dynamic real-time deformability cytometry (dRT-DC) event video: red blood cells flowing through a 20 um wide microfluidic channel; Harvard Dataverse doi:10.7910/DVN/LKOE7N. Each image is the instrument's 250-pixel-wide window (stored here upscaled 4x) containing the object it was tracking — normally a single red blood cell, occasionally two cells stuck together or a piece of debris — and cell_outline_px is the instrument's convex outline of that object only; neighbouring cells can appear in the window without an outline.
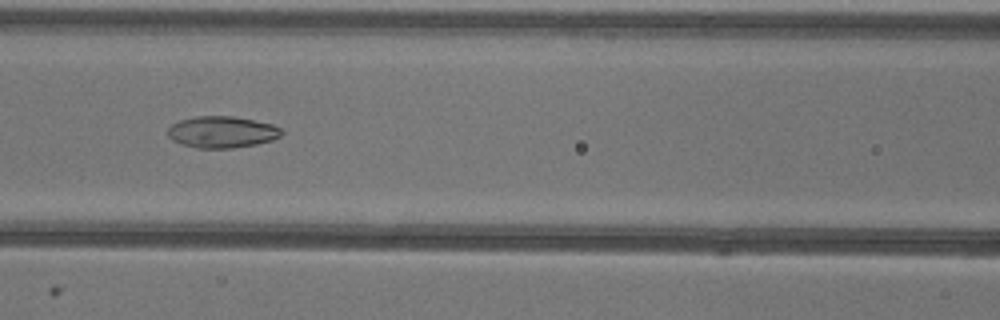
{"species": "common noctule bat (a hibernating species)", "species_latin": "Nyctalus noctula", "temperature_condition": "warm", "stored_images_in_passage": 39, "camera_frame_rate_fps": 3000, "um_per_image_px": 0.085, "animal": {"sex": "female"}, "frame": {"image": 1, "passage_image": 10, "time_ms": 3.0, "image_size_px": [1000, 320], "cell_outline_px": [[284, 132], [280, 136], [272, 140], [256, 144], [232, 148], [196, 148], [180, 144], [172, 140], [168, 136], [168, 128], [172, 124], [180, 120], [196, 116], [232, 116], [272, 124], [280, 128]], "centroid_in_image_um": [18.85, 11.23], "position_along_channel_um": 147.8, "area_um2": 20.92}}
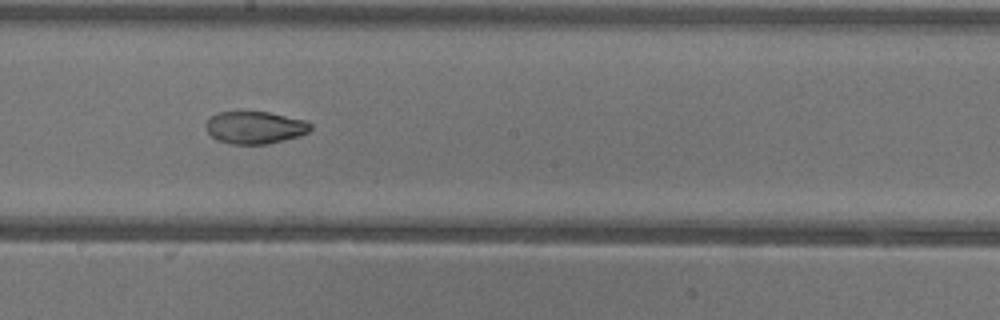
{"frame": {"image": 2, "passage_image": 16, "time_ms": 5.0, "image_size_px": [1000, 320], "cell_outline_px": [[312, 128], [308, 132], [300, 136], [268, 144], [232, 144], [216, 140], [208, 132], [204, 124], [216, 112], [268, 112], [304, 120], [312, 124]], "centroid_in_image_um": [21.67, 10.84], "position_along_channel_um": 226.5, "area_um2": 19.77}}
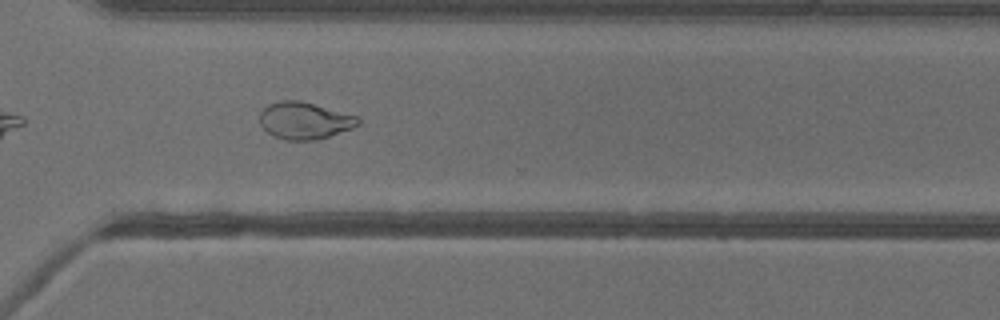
{"frame": {"image": 3, "passage_image": 25, "time_ms": 8.0, "image_size_px": [1000, 320], "cell_outline_px": [[360, 124], [352, 128], [316, 140], [284, 140], [272, 136], [260, 124], [260, 112], [268, 104], [280, 100], [300, 100], [356, 116], [360, 120]], "centroid_in_image_um": [25.85, 10.25], "position_along_channel_um": 344.8, "area_um2": 21.1}, "authors_computed_cell_mechanics": {"area_um2": 21.8484, "velocity_mm_per_s": 3.9584, "shape_relaxation_time_tau1_ms": null, "shape_relaxation_time_tau2_ms": 1.5714, "deformation_change_tau1": null, "deformation_change_tau2": 0.0536}}